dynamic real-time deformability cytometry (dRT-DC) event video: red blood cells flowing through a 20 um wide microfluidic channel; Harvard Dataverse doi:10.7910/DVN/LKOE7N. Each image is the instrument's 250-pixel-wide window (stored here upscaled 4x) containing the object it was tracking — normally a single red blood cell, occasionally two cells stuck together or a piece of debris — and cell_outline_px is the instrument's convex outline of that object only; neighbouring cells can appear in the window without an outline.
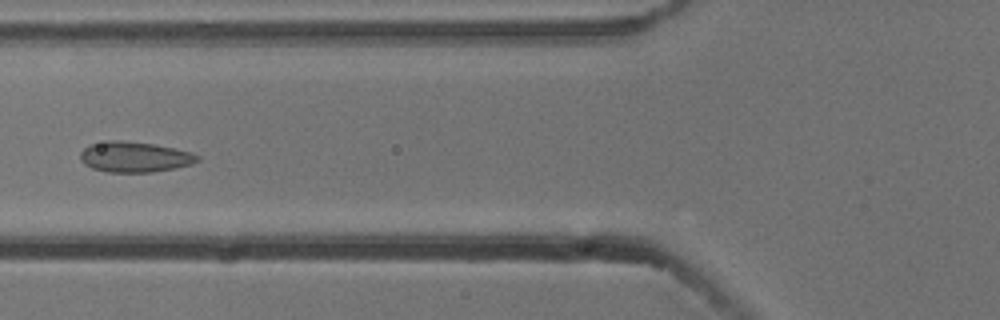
{"species": "common noctule bat (a hibernating species)", "species_latin": "Nyctalus noctula", "temperature_condition": "cold", "stored_images_in_passage": 6, "camera_frame_rate_fps": 3000, "um_per_image_px": 0.085, "animal": {"sex": "male", "body_mass_g": 13.3}, "frame": {"image": 1, "passage_image": 6, "time_ms": 1.667, "image_size_px": [1000, 320], "cell_outline_px": [[200, 160], [192, 164], [176, 168], [152, 172], [108, 172], [92, 168], [84, 164], [80, 160], [80, 152], [88, 144], [108, 140], [120, 140], [156, 144], [192, 152], [200, 156]], "centroid_in_image_um": [11.44, 13.33], "position_along_channel_um": 114.4, "area_um2": 21.1}}